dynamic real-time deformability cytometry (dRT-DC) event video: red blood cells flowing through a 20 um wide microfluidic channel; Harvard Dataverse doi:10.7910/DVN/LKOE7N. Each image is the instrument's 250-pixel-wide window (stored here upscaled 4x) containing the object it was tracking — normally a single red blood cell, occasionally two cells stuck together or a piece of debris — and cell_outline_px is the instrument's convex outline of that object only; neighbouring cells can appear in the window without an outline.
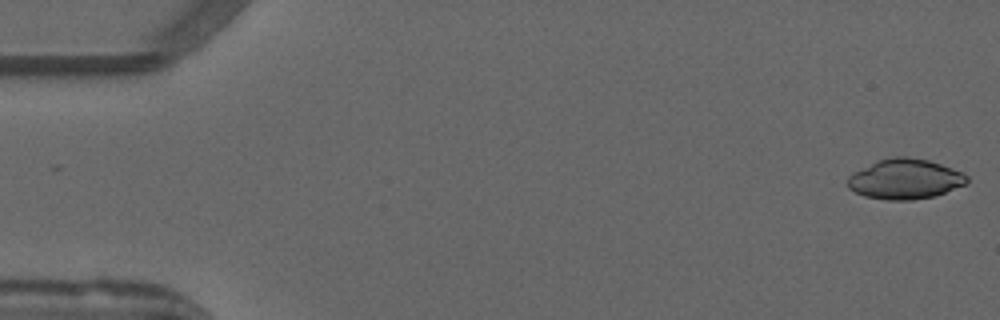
{"species": "common noctule bat (a hibernating species)", "species_latin": "Nyctalus noctula", "temperature_condition": "warm", "stored_images_in_passage": 14, "camera_frame_rate_fps": 3000, "um_per_image_px": 0.085, "animal": {"sex": "male", "forearm_length_mm": 52.5}, "frame": {"image": 1, "passage_image": 1, "time_ms": 0.0, "image_size_px": [1000, 320], "cell_outline_px": [[968, 184], [936, 196], [912, 200], [888, 200], [864, 196], [848, 188], [848, 176], [876, 160], [892, 156], [908, 156], [928, 160], [964, 172], [968, 176]], "centroid_in_image_um": [76.97, 15.22], "position_along_channel_um": 8.0, "area_um2": 28.15}}